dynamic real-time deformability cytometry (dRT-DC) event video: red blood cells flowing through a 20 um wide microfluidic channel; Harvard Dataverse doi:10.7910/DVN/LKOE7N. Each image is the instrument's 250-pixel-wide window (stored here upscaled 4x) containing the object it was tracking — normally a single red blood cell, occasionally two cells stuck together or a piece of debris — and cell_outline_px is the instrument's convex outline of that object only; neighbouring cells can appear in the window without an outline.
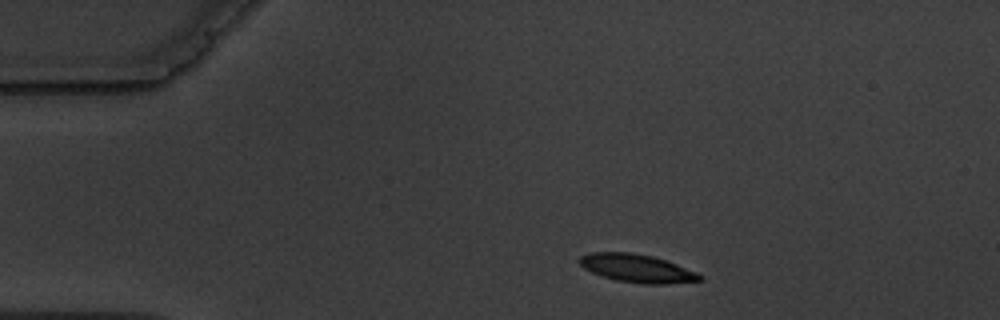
{"species": "common noctule bat (a hibernating species)", "species_latin": "Nyctalus noctula", "temperature_condition": "warm", "stored_images_in_passage": 4, "camera_frame_rate_fps": 3000, "um_per_image_px": 0.085, "animal": {"sex": "male", "body_mass_g": 19.5, "forearm_length_mm": 54.6}, "frame": {"image": 1, "passage_image": 1, "time_ms": 0.0, "image_size_px": [1000, 320], "cell_outline_px": [[704, 280], [668, 284], [644, 284], [616, 280], [600, 276], [584, 268], [576, 260], [580, 256], [592, 252], [628, 252], [652, 256], [664, 260], [696, 272], [704, 276]], "centroid_in_image_um": [54.12, 22.81], "position_along_channel_um": 30.9, "area_um2": 19.71}}
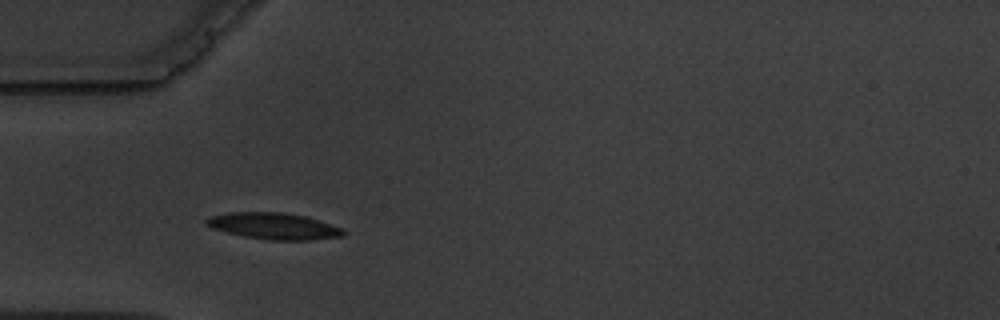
{"frame": {"image": 2, "passage_image": 3, "time_ms": 2.333, "image_size_px": [1000, 320], "cell_outline_px": [[348, 232], [344, 236], [312, 240], [272, 240], [244, 236], [212, 228], [204, 224], [204, 220], [208, 216], [228, 212], [280, 212], [304, 216], [344, 228]], "centroid_in_image_um": [23.28, 19.21], "position_along_channel_um": 61.7, "area_um2": 21.21}}
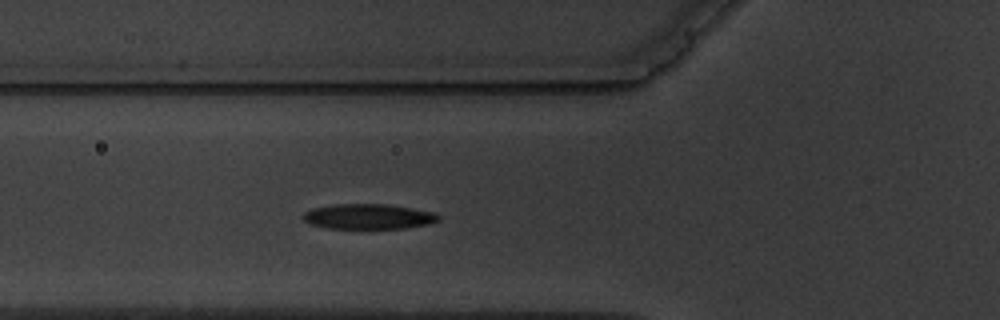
{"frame": {"image": 3, "passage_image": 4, "time_ms": 3.333, "image_size_px": [1000, 320], "cell_outline_px": [[440, 220], [432, 224], [404, 228], [328, 228], [308, 224], [304, 220], [304, 212], [312, 208], [332, 204], [388, 204], [436, 212], [440, 216]], "centroid_in_image_um": [31.35, 18.4], "position_along_channel_um": 94.4, "area_um2": 20.06}}